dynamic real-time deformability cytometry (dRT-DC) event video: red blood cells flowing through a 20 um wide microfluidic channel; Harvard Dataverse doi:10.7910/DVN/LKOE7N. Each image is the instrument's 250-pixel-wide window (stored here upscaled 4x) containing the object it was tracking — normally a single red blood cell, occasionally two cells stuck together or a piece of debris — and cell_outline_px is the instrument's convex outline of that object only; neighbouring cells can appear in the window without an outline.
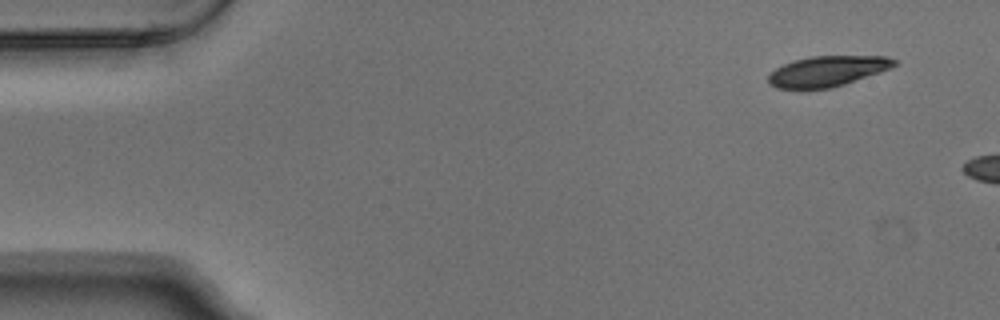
{"species": "Egyptian fruit bat (a non-hibernating species)", "species_latin": "Rousettus aegyptiacus", "temperature_condition": "warm", "stored_images_in_passage": 2, "camera_frame_rate_fps": 3000, "um_per_image_px": 0.085, "animal": {"sex": "male"}, "frame": {"image": 1, "passage_image": 1, "time_ms": 0.0, "image_size_px": [1000, 320], "cell_outline_px": [[900, 64], [880, 72], [844, 84], [828, 88], [776, 88], [768, 84], [768, 76], [776, 68], [784, 64], [796, 60], [812, 56], [888, 56], [896, 60]], "centroid_in_image_um": [70.36, 6.04], "position_along_channel_um": 14.6, "area_um2": 22.14}}